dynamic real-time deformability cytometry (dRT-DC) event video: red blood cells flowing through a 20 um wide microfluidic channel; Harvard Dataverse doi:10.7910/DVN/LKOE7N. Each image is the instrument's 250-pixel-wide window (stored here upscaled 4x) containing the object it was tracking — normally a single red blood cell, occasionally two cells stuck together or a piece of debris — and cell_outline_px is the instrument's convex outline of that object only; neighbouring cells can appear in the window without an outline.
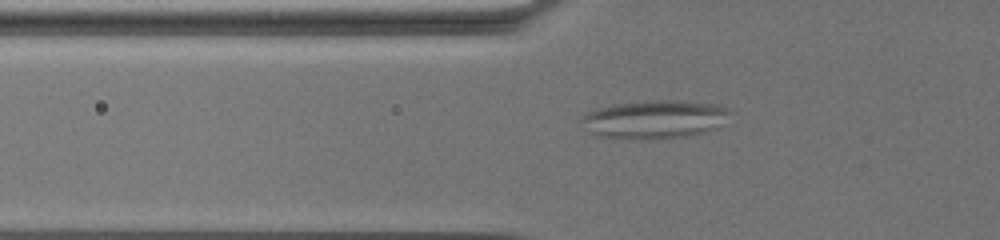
{"species": "common noctule bat (a hibernating species)", "species_latin": "Nyctalus noctula", "temperature_condition": "warm", "stored_images_in_passage": 53, "camera_frame_rate_fps": 3000, "um_per_image_px": 0.085, "animal": {"sex": "female", "body_mass_g": 19.5, "forearm_length_mm": 54.1}, "frame": {"image": 1, "passage_image": 7, "time_ms": 2.0, "image_size_px": [1000, 240], "cell_outline_px": [[736, 112], [720, 128], [708, 132], [688, 136], [652, 140], [596, 136], [588, 132], [580, 124], [580, 120], [588, 112], [600, 108], [616, 104], [656, 100], [672, 100], [716, 104]], "centroid_in_image_um": [55.73, 10.17], "position_along_channel_um": 70.1, "area_um2": 33.81}}
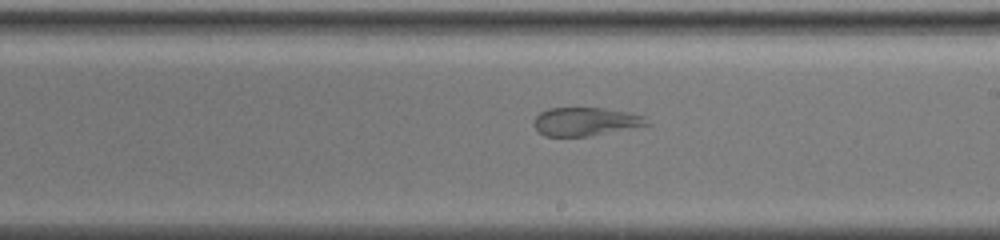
{"frame": {"image": 2, "passage_image": 25, "time_ms": 8.0, "image_size_px": [1000, 240], "cell_outline_px": [[652, 124], [588, 136], [544, 136], [536, 132], [532, 124], [532, 120], [540, 112], [548, 108], [604, 108], [628, 112], [644, 116]], "centroid_in_image_um": [49.71, 10.33], "position_along_channel_um": 239.3, "area_um2": 18.84}}
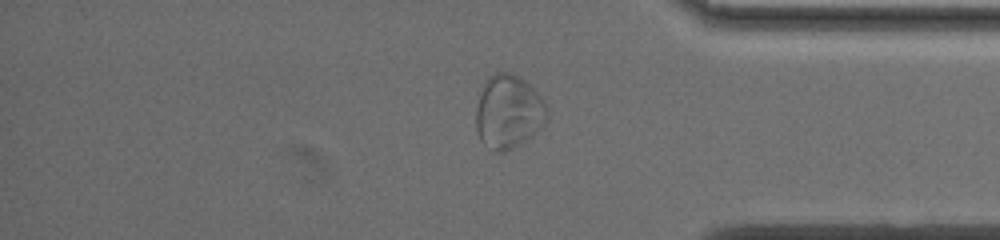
{"frame": {"image": 3, "passage_image": 42, "time_ms": 13.667, "image_size_px": [1000, 240], "cell_outline_px": [[548, 116], [544, 124], [532, 136], [512, 148], [504, 152], [496, 152], [484, 144], [480, 140], [476, 132], [476, 108], [484, 80], [488, 76], [496, 72], [512, 72], [524, 80], [544, 100], [548, 108]], "centroid_in_image_um": [43.2, 9.49], "position_along_channel_um": 392.0, "area_um2": 30.69}}